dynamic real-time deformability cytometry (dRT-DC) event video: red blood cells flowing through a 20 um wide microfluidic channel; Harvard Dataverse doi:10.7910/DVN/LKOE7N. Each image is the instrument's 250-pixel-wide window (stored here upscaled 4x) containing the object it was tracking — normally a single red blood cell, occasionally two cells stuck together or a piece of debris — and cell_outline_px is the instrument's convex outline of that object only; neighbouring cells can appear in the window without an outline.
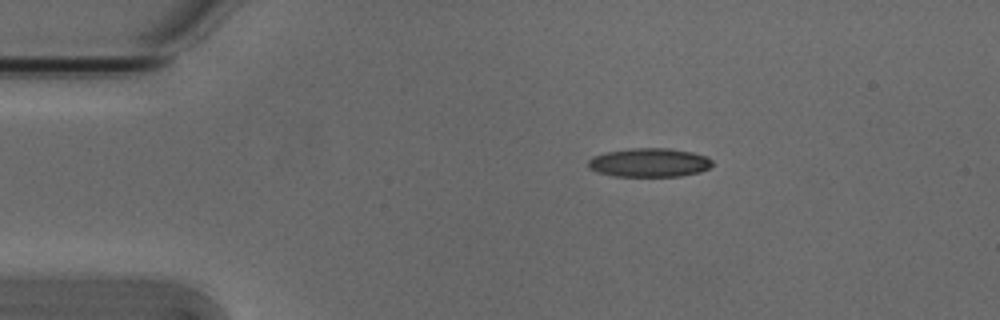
{"species": "Egyptian fruit bat (a non-hibernating species)", "species_latin": "Rousettus aegyptiacus", "temperature_condition": "cold", "stored_images_in_passage": 5, "camera_frame_rate_fps": 3000, "um_per_image_px": 0.085, "animal": {"sex": "male"}, "frame": {"image": 1, "passage_image": 1, "time_ms": 0.0, "image_size_px": [1000, 320], "cell_outline_px": [[712, 164], [708, 168], [700, 172], [680, 176], [612, 176], [596, 172], [588, 168], [588, 160], [592, 156], [604, 152], [636, 148], [668, 148], [692, 152], [704, 156], [712, 160]], "centroid_in_image_um": [55.14, 13.82], "position_along_channel_um": 29.9, "area_um2": 20.87}}
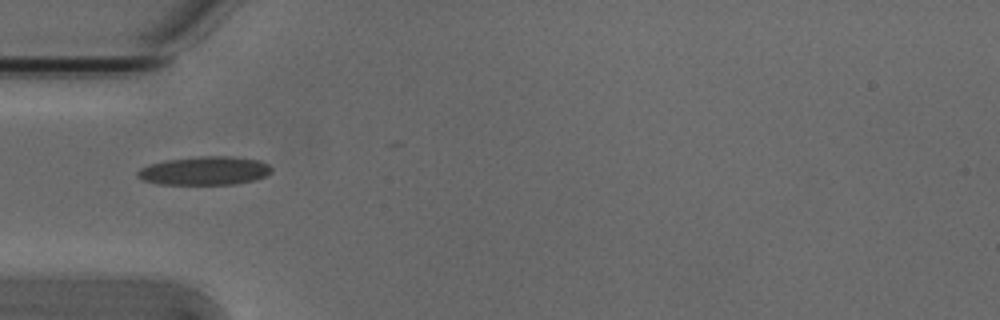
{"frame": {"image": 2, "passage_image": 3, "time_ms": 0.667, "image_size_px": [1000, 320], "cell_outline_px": [[272, 172], [256, 180], [236, 184], [156, 184], [144, 180], [136, 176], [136, 172], [140, 168], [148, 164], [164, 160], [200, 156], [232, 156], [260, 160], [268, 164], [272, 168]], "centroid_in_image_um": [17.39, 14.51], "position_along_channel_um": 67.6, "area_um2": 22.54}}
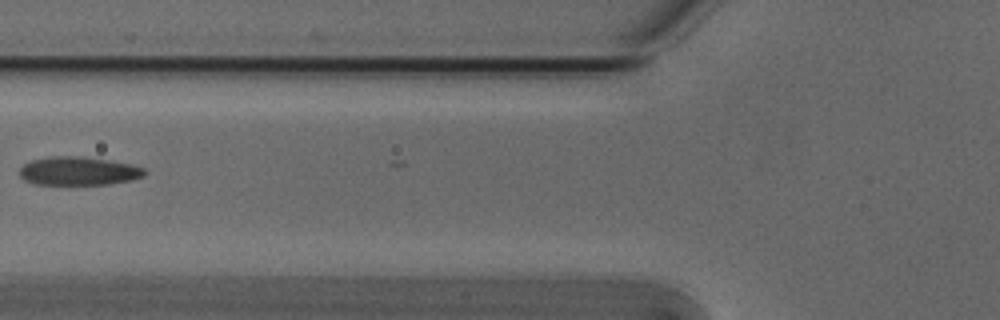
{"frame": {"image": 3, "passage_image": 4, "time_ms": 1.0, "image_size_px": [1000, 320], "cell_outline_px": [[148, 172], [144, 176], [132, 180], [108, 184], [32, 184], [24, 180], [20, 176], [20, 168], [24, 164], [32, 160], [48, 156], [84, 156], [132, 164], [144, 168]], "centroid_in_image_um": [6.69, 14.53], "position_along_channel_um": 119.1, "area_um2": 20.92}}